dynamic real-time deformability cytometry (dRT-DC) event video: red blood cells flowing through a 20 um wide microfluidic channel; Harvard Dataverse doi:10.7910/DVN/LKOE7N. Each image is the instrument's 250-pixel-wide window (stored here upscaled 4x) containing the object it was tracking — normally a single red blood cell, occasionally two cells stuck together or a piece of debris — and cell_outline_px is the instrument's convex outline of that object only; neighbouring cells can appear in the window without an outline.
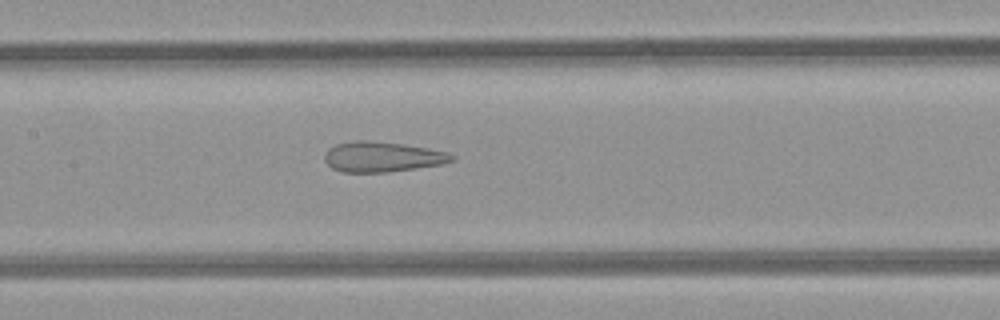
{"species": "common noctule bat (a hibernating species)", "species_latin": "Nyctalus noctula", "temperature_condition": "room temperature", "stored_images_in_passage": 33, "camera_frame_rate_fps": 3000, "um_per_image_px": 0.085, "animal": {"sex": "female", "body_mass_g": 21.9}, "frame": {"image": 1, "passage_image": 8, "time_ms": 2.333, "image_size_px": [1000, 320], "cell_outline_px": [[456, 160], [440, 164], [416, 168], [388, 172], [344, 172], [332, 168], [324, 160], [324, 156], [328, 148], [336, 144], [352, 140], [368, 140], [400, 144], [448, 152], [456, 156]], "centroid_in_image_um": [32.47, 13.33], "position_along_channel_um": 174.9, "area_um2": 22.31}}
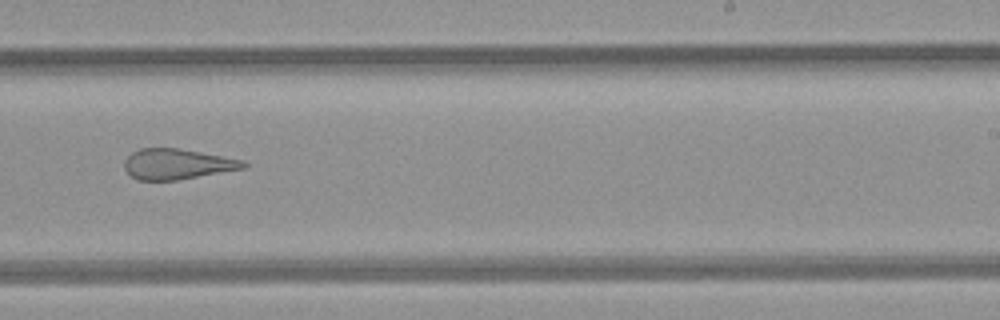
{"frame": {"image": 2, "passage_image": 15, "time_ms": 4.667, "image_size_px": [1000, 320], "cell_outline_px": [[248, 164], [244, 168], [176, 180], [136, 180], [124, 168], [124, 160], [132, 152], [140, 148], [180, 148], [244, 160]], "centroid_in_image_um": [15.04, 13.94], "position_along_channel_um": 274.0, "area_um2": 21.04}}
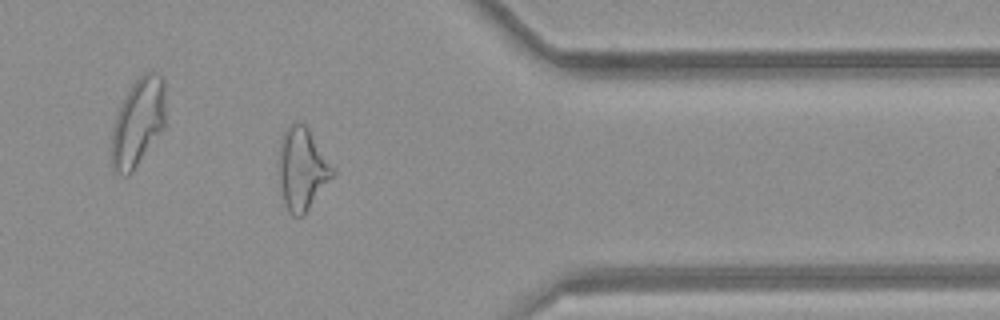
{"frame": {"image": 3, "passage_image": 24, "time_ms": 7.667, "image_size_px": [1000, 320], "cell_outline_px": [[336, 172], [304, 216], [292, 216], [288, 212], [280, 188], [276, 164], [280, 136], [288, 124], [296, 120], [300, 120], [308, 128], [336, 168]], "centroid_in_image_um": [25.65, 14.3], "position_along_channel_um": 385.7, "area_um2": 26.93}}